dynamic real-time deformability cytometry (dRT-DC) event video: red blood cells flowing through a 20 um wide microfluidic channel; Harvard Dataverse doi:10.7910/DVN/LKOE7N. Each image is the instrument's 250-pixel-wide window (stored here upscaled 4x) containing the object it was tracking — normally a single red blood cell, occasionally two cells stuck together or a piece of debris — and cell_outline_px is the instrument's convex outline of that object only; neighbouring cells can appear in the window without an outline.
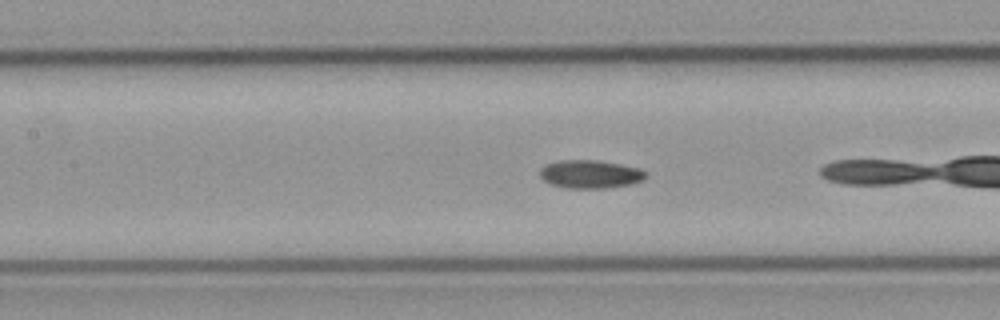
{"species": "common noctule bat (a hibernating species)", "species_latin": "Nyctalus noctula", "temperature_condition": "cold", "stored_images_in_passage": 26, "camera_frame_rate_fps": 3000, "um_per_image_px": 0.085, "animal": {"sex": "male", "body_mass_g": 23.1, "forearm_length_mm": 52.7}, "frame": {"image": 1, "passage_image": 7, "time_ms": 2.0, "image_size_px": [1000, 320], "cell_outline_px": [[648, 176], [632, 184], [604, 188], [568, 188], [552, 184], [544, 180], [540, 176], [540, 168], [544, 164], [560, 160], [596, 160], [620, 164], [640, 168]], "centroid_in_image_um": [50.15, 14.79], "position_along_channel_um": 157.3, "area_um2": 17.34}}
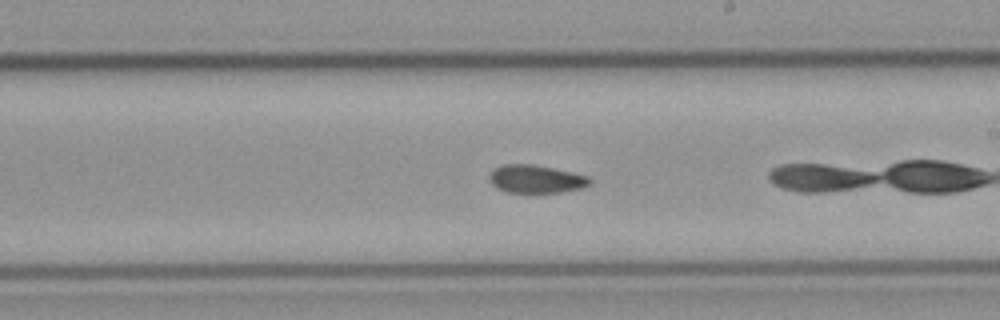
{"frame": {"image": 2, "passage_image": 14, "time_ms": 4.333, "image_size_px": [1000, 320], "cell_outline_px": [[592, 184], [580, 188], [560, 192], [536, 196], [504, 192], [496, 188], [488, 180], [488, 176], [492, 168], [504, 164], [532, 164], [572, 172], [588, 176], [592, 180]], "centroid_in_image_um": [45.5, 15.27], "position_along_channel_um": 243.5, "area_um2": 17.34}}
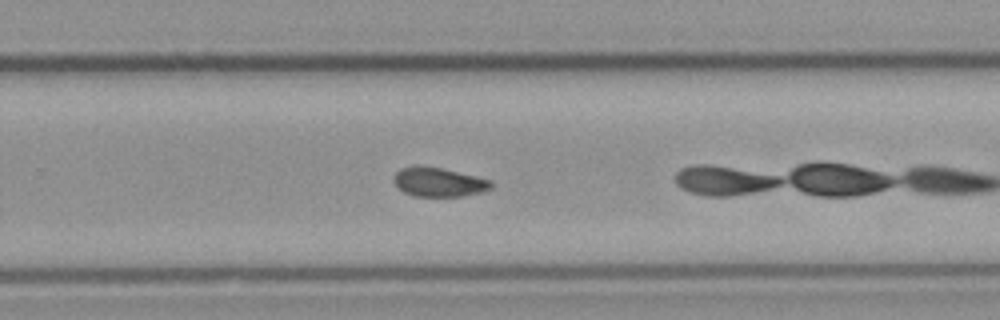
{"frame": {"image": 3, "passage_image": 18, "time_ms": 5.667, "image_size_px": [1000, 320], "cell_outline_px": [[492, 188], [480, 192], [460, 196], [416, 196], [404, 192], [392, 180], [392, 176], [400, 168], [416, 164], [440, 168], [476, 176], [492, 180]], "centroid_in_image_um": [37.25, 15.45], "position_along_channel_um": 292.5, "area_um2": 16.53}}